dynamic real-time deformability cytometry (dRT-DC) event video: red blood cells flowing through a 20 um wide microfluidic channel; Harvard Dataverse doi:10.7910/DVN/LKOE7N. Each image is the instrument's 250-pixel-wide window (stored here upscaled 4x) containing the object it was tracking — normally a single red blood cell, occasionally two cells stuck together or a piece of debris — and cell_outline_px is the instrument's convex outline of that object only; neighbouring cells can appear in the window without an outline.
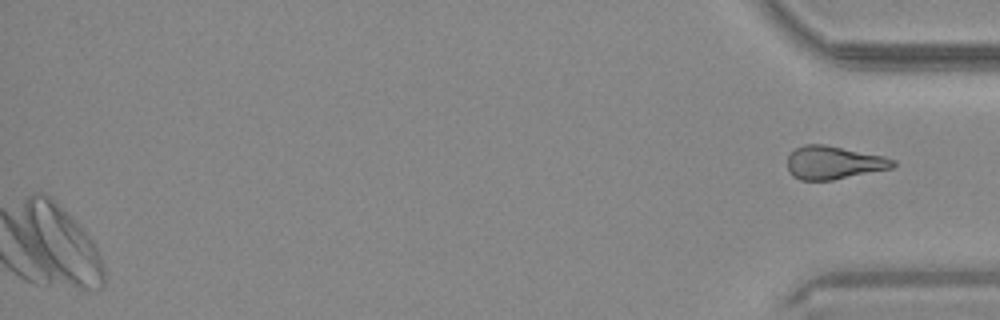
{"species": "common noctule bat (a hibernating species)", "species_latin": "Nyctalus noctula", "temperature_condition": "warm", "stored_images_in_passage": 37, "camera_frame_rate_fps": 3000, "um_per_image_px": 0.085, "animal": {"sex": "male", "body_mass_g": 20.4}, "frame": {"image": 1, "passage_image": 37, "time_ms": 12.0, "image_size_px": [1000, 320], "cell_outline_px": [[896, 164], [892, 168], [832, 180], [800, 180], [792, 176], [788, 168], [788, 156], [796, 148], [804, 144], [824, 144], [884, 156], [896, 160]], "centroid_in_image_um": [70.86, 13.82], "position_along_channel_um": 364.3, "area_um2": 20.35}}